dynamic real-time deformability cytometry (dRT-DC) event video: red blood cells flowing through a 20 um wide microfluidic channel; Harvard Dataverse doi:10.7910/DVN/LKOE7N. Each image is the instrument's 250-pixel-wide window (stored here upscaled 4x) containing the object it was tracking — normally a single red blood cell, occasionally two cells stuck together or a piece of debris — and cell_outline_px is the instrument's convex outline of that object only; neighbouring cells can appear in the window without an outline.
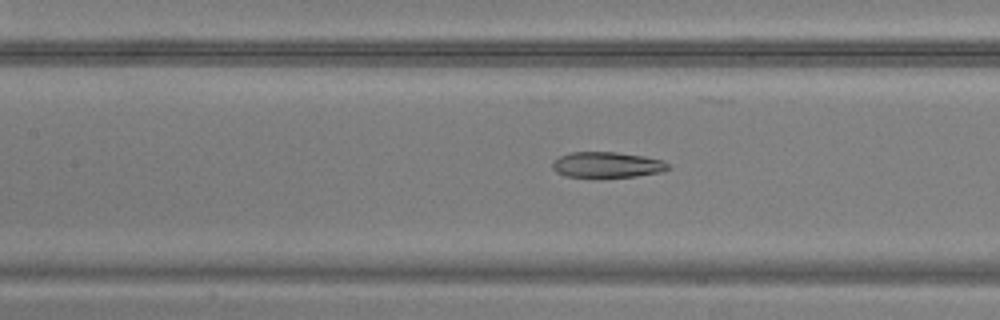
{"species": "common noctule bat (a hibernating species)", "species_latin": "Nyctalus noctula", "temperature_condition": "warm", "stored_images_in_passage": 49, "camera_frame_rate_fps": 3000, "um_per_image_px": 0.085, "animal": {"sex": "male", "body_mass_g": 20.5, "forearm_length_mm": 52.5}, "frame": {"image": 1, "passage_image": 22, "time_ms": 7.0, "image_size_px": [1000, 320], "cell_outline_px": [[672, 168], [660, 172], [636, 176], [564, 176], [556, 172], [552, 168], [552, 164], [560, 156], [572, 152], [616, 152], [644, 156], [660, 160], [668, 164]], "centroid_in_image_um": [51.6, 13.99], "position_along_channel_um": 155.8, "area_um2": 16.94}}
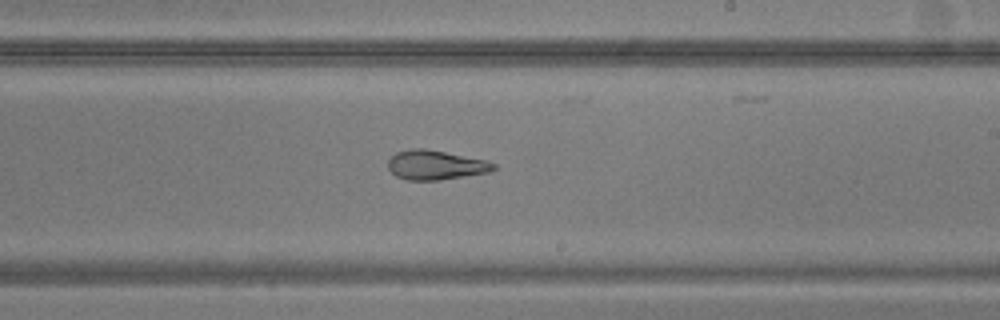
{"frame": {"image": 2, "passage_image": 29, "time_ms": 9.333, "image_size_px": [1000, 320], "cell_outline_px": [[496, 168], [492, 172], [440, 180], [408, 180], [396, 176], [388, 168], [388, 160], [396, 152], [412, 148], [424, 148], [488, 160], [496, 164]], "centroid_in_image_um": [37.06, 14.02], "position_along_channel_um": 251.9, "area_um2": 18.26}}
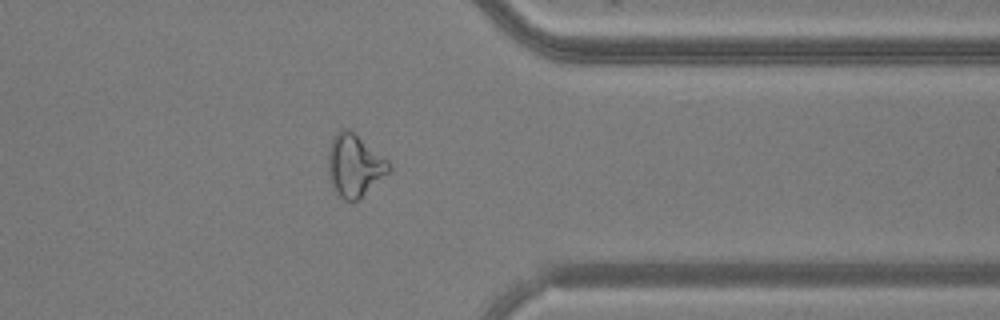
{"frame": {"image": 3, "passage_image": 39, "time_ms": 12.667, "image_size_px": [1000, 320], "cell_outline_px": [[392, 172], [360, 200], [344, 200], [332, 188], [328, 172], [328, 148], [332, 136], [340, 128], [348, 128], [388, 160], [392, 164]], "centroid_in_image_um": [30.16, 14.08], "position_along_channel_um": 381.2, "area_um2": 22.72}}